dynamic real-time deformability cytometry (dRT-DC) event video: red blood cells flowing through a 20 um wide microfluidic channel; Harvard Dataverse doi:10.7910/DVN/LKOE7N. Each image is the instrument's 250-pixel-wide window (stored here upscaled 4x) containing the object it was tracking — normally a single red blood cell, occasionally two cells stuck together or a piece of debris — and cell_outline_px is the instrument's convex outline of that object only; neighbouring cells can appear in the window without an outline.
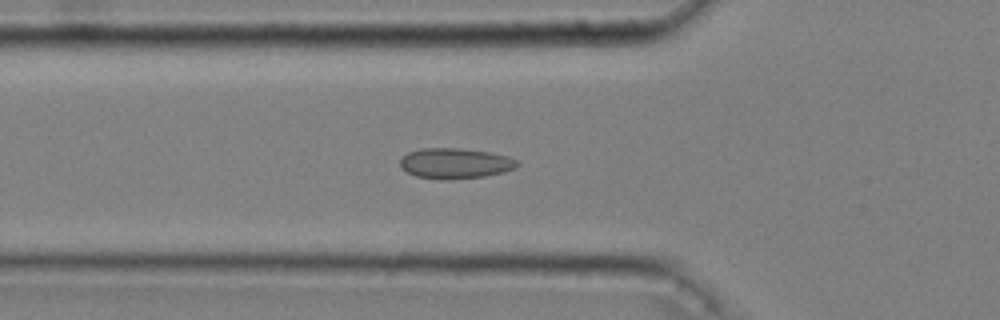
{"species": "common noctule bat (a hibernating species)", "species_latin": "Nyctalus noctula", "temperature_condition": "cold", "stored_images_in_passage": 53, "camera_frame_rate_fps": 3000, "um_per_image_px": 0.085, "animal": {"sex": "male", "body_mass_g": 20.4}, "frame": {"image": 1, "passage_image": 19, "time_ms": 6.0, "image_size_px": [1000, 320], "cell_outline_px": [[520, 164], [516, 168], [504, 172], [484, 176], [448, 180], [440, 180], [416, 176], [408, 172], [400, 164], [400, 160], [408, 152], [420, 148], [460, 148], [488, 152], [508, 156], [516, 160]], "centroid_in_image_um": [38.71, 13.89], "position_along_channel_um": 87.1, "area_um2": 20.81}}
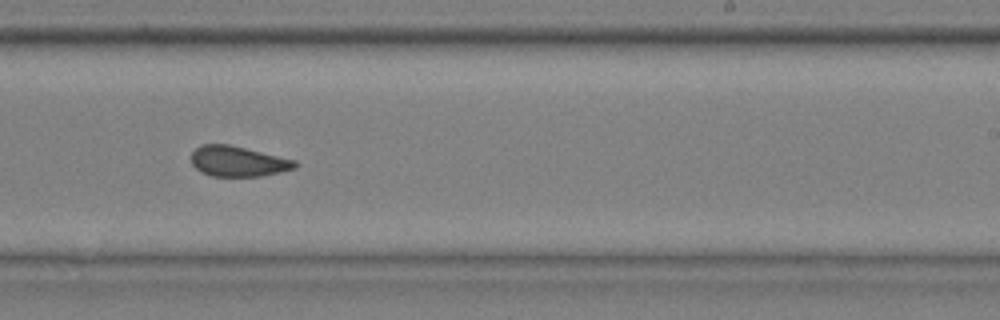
{"frame": {"image": 2, "passage_image": 34, "time_ms": 11.0, "image_size_px": [1000, 320], "cell_outline_px": [[300, 164], [296, 168], [260, 176], [212, 176], [200, 172], [192, 164], [192, 152], [200, 144], [228, 144], [296, 160]], "centroid_in_image_um": [20.23, 13.71], "position_along_channel_um": 268.8, "area_um2": 18.32}}
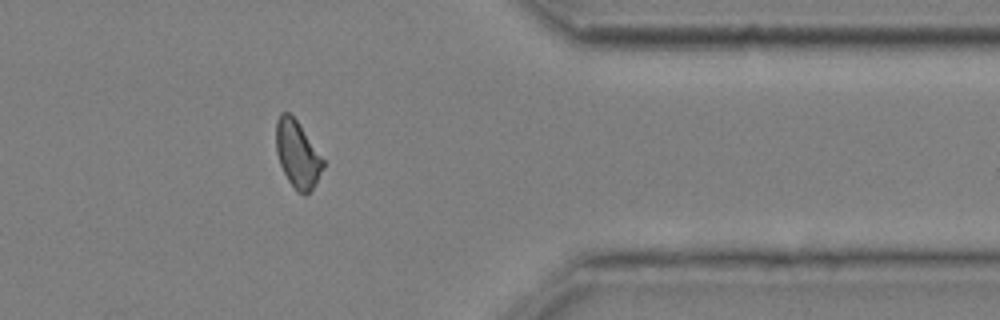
{"frame": {"image": 3, "passage_image": 45, "time_ms": 14.667, "image_size_px": [1000, 320], "cell_outline_px": [[324, 168], [316, 184], [304, 196], [288, 180], [280, 164], [276, 152], [276, 120], [280, 112], [288, 112], [296, 120], [324, 160]], "centroid_in_image_um": [25.27, 13.1], "position_along_channel_um": 386.1, "area_um2": 18.03}, "authors_computed_cell_mechanics": {"area_um2": 19.1318, "velocity_mm_per_s": 3.6282, "shape_relaxation_time_tau1_ms": null, "shape_relaxation_time_tau2_ms": 1.8516, "deformation_change_tau1": null, "deformation_change_tau2": 0.0699}}